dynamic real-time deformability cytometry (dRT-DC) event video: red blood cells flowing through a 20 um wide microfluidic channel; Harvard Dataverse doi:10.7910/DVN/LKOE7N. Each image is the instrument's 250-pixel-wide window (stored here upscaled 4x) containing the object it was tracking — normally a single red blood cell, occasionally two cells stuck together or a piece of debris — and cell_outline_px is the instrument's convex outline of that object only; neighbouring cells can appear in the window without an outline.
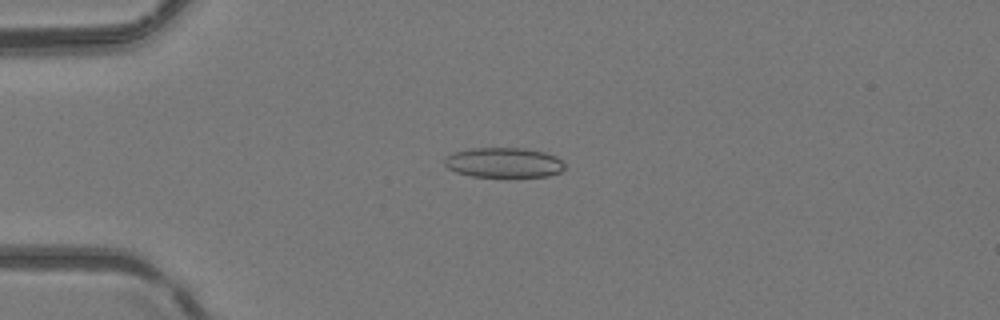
{"species": "common noctule bat (a hibernating species)", "species_latin": "Nyctalus noctula", "temperature_condition": "room temperature", "stored_images_in_passage": 38, "camera_frame_rate_fps": 3000, "um_per_image_px": 0.085, "animal": {"sex": "female", "body_mass_g": 24.6, "forearm_length_mm": 56.2}, "frame": {"image": 1, "passage_image": 1, "time_ms": 0.0, "image_size_px": [1000, 320], "cell_outline_px": [[564, 168], [560, 172], [548, 176], [472, 176], [456, 172], [448, 168], [444, 164], [444, 156], [452, 152], [472, 148], [524, 148], [544, 152], [556, 156], [564, 164]], "centroid_in_image_um": [42.78, 13.81], "position_along_channel_um": 42.2, "area_um2": 20.92}}
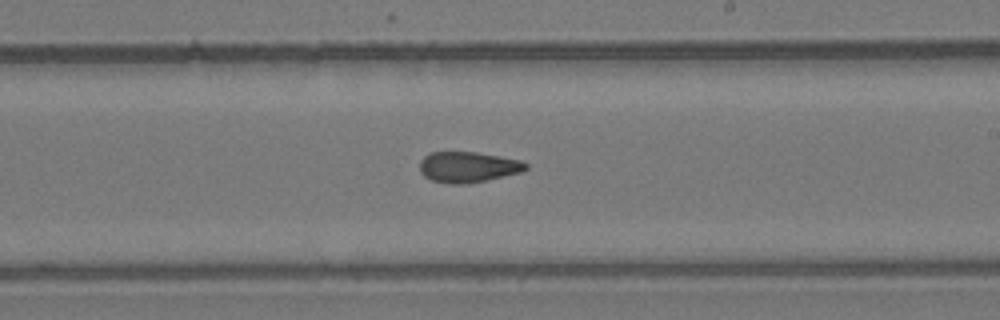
{"frame": {"image": 2, "passage_image": 18, "time_ms": 5.667, "image_size_px": [1000, 320], "cell_outline_px": [[528, 168], [520, 172], [468, 184], [452, 184], [432, 180], [424, 176], [420, 172], [420, 160], [428, 152], [476, 152], [520, 160], [528, 164]], "centroid_in_image_um": [39.75, 14.19], "position_along_channel_um": 249.3, "area_um2": 18.9}}
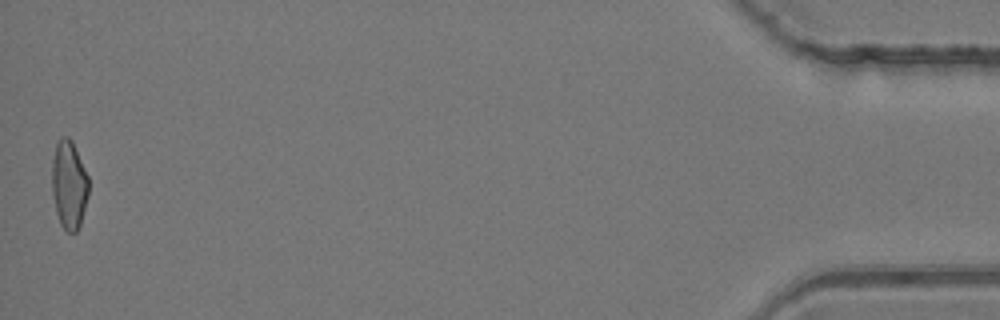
{"frame": {"image": 3, "passage_image": 38, "time_ms": 12.333, "image_size_px": [1000, 320], "cell_outline_px": [[88, 196], [80, 224], [76, 232], [68, 232], [60, 224], [56, 212], [52, 192], [52, 160], [56, 140], [60, 136], [68, 136], [72, 140], [88, 176]], "centroid_in_image_um": [5.85, 15.66], "position_along_channel_um": 429.4, "area_um2": 19.02}, "authors_computed_cell_mechanics": {"area_um2": 19.1607, "velocity_mm_per_s": 4.1733, "shape_relaxation_time_tau1_ms": null, "shape_relaxation_time_tau2_ms": 2.681, "deformation_change_tau1": null, "deformation_change_tau2": 0.1005}}